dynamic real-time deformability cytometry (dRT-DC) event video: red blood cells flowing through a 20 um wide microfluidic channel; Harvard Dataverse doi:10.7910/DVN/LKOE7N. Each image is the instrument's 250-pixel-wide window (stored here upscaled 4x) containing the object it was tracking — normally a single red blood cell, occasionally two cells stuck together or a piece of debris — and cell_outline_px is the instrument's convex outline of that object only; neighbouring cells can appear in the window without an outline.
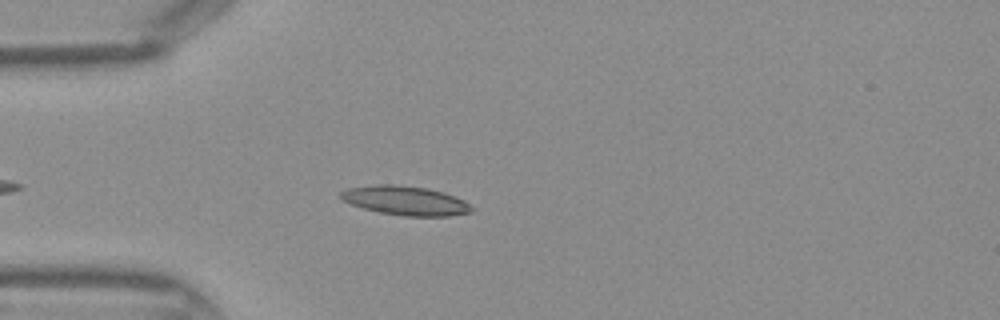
{"species": "Egyptian fruit bat (a non-hibernating species)", "species_latin": "Rousettus aegyptiacus", "temperature_condition": "warm", "stored_images_in_passage": 28, "camera_frame_rate_fps": 3000, "um_per_image_px": 0.085, "frame": {"image": 1, "passage_image": 3, "time_ms": 0.667, "image_size_px": [1000, 320], "cell_outline_px": [[472, 212], [448, 216], [404, 216], [380, 212], [364, 208], [352, 204], [344, 200], [340, 196], [340, 192], [348, 188], [376, 184], [392, 184], [428, 188], [444, 192], [464, 200], [472, 208]], "centroid_in_image_um": [34.47, 17.04], "position_along_channel_um": 50.5, "area_um2": 22.08}}
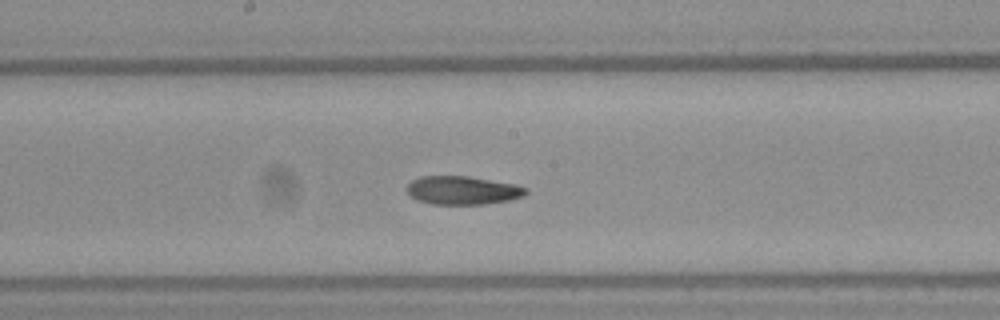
{"frame": {"image": 2, "passage_image": 14, "time_ms": 4.333, "image_size_px": [1000, 320], "cell_outline_px": [[528, 192], [524, 196], [508, 200], [484, 204], [432, 204], [416, 200], [408, 192], [408, 184], [412, 180], [420, 176], [468, 176], [516, 184], [528, 188]], "centroid_in_image_um": [39.35, 16.17], "position_along_channel_um": 208.9, "area_um2": 19.71}}
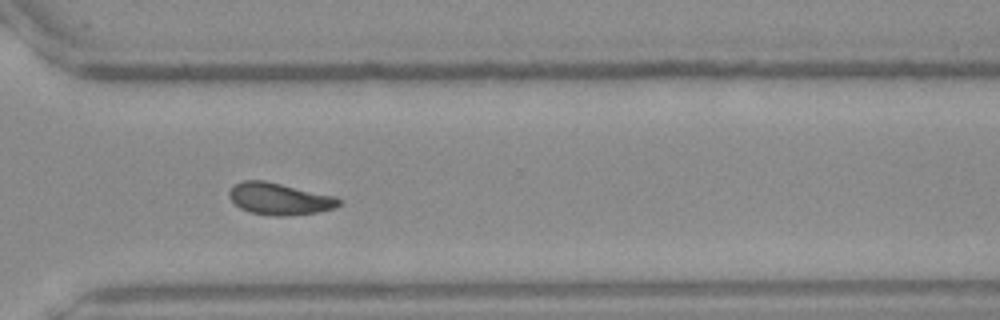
{"frame": {"image": 3, "passage_image": 23, "time_ms": 7.333, "image_size_px": [1000, 320], "cell_outline_px": [[340, 204], [336, 208], [316, 212], [288, 216], [276, 216], [252, 212], [240, 208], [228, 196], [228, 192], [236, 184], [244, 180], [264, 180], [336, 196], [340, 200]], "centroid_in_image_um": [23.77, 16.9], "position_along_channel_um": 346.8, "area_um2": 20.23}}